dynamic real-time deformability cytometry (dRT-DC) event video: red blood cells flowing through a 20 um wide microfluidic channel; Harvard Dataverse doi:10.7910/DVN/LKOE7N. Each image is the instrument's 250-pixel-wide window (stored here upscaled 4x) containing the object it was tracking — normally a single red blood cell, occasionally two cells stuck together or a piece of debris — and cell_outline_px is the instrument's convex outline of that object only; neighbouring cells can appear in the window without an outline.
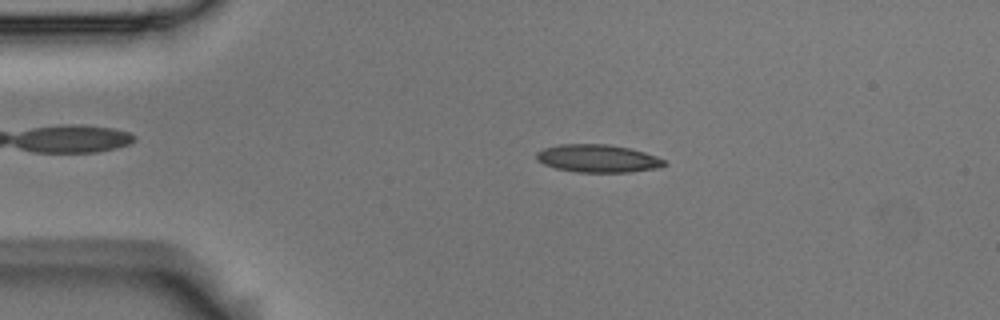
{"species": "Egyptian fruit bat (a non-hibernating species)", "species_latin": "Rousettus aegyptiacus", "temperature_condition": "room temperature", "stored_images_in_passage": 50, "camera_frame_rate_fps": 3000, "um_per_image_px": 0.085, "animal": {"sex": "male"}, "frame": {"image": 1, "passage_image": 7, "time_ms": 2.0, "image_size_px": [1000, 320], "cell_outline_px": [[668, 164], [660, 168], [632, 172], [576, 172], [556, 168], [544, 164], [536, 160], [536, 152], [544, 148], [560, 144], [608, 144], [628, 148], [644, 152], [656, 156], [664, 160]], "centroid_in_image_um": [50.82, 13.47], "position_along_channel_um": 34.2, "area_um2": 20.81}}
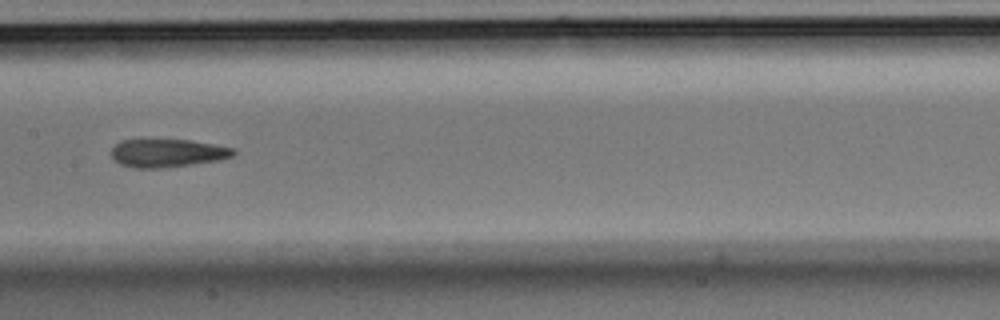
{"frame": {"image": 2, "passage_image": 23, "time_ms": 7.333, "image_size_px": [1000, 320], "cell_outline_px": [[236, 152], [232, 156], [220, 160], [164, 168], [132, 168], [120, 164], [112, 156], [112, 148], [120, 140], [144, 136], [188, 140], [212, 144], [232, 148]], "centroid_in_image_um": [14.15, 12.96], "position_along_channel_um": 193.3, "area_um2": 20.81}}
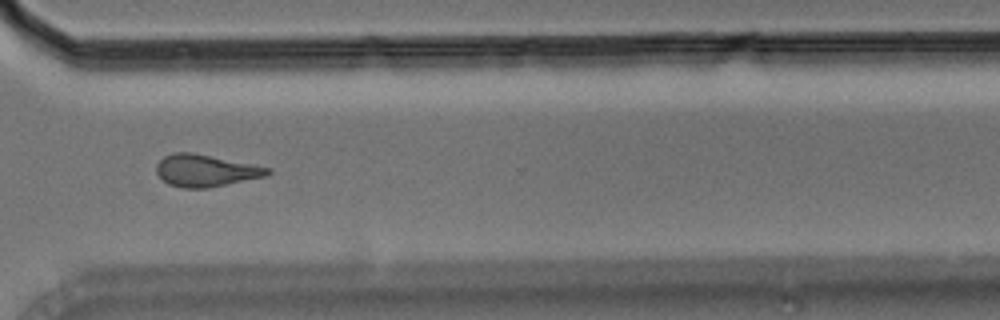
{"frame": {"image": 3, "passage_image": 36, "time_ms": 11.667, "image_size_px": [1000, 320], "cell_outline_px": [[272, 172], [268, 176], [208, 188], [180, 188], [168, 184], [156, 172], [156, 164], [164, 156], [172, 152], [192, 152], [272, 168]], "centroid_in_image_um": [17.49, 14.5], "position_along_channel_um": 353.1, "area_um2": 20.92}, "authors_computed_cell_mechanics": {"area_um2": 20.4323, "velocity_mm_per_s": 3.6967, "shape_relaxation_time_tau1_ms": 8.296, "shape_relaxation_time_tau2_ms": 3.9925, "deformation_change_tau1": 0.1988, "deformation_change_tau2": 0.1342}}